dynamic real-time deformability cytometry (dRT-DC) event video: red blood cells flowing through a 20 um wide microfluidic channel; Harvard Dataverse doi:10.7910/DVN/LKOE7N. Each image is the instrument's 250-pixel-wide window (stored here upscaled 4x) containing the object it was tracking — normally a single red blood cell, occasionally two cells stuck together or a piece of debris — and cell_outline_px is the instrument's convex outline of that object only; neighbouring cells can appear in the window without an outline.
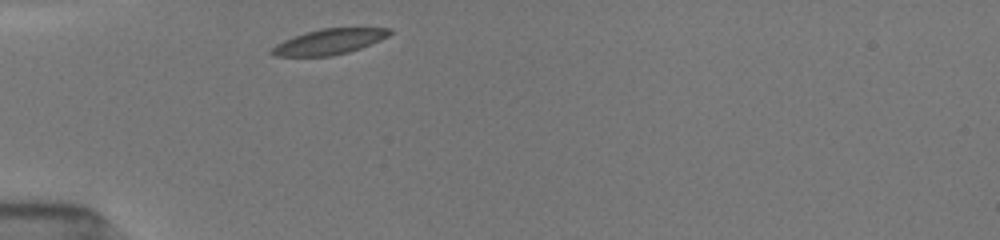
{"species": "common noctule bat (a hibernating species)", "species_latin": "Nyctalus noctula", "temperature_condition": "room temperature", "stored_images_in_passage": 5, "camera_frame_rate_fps": 3000, "um_per_image_px": 0.085, "animal": {"sex": "female", "body_mass_g": 19.5, "forearm_length_mm": 54.1}, "frame": {"image": 1, "passage_image": 1, "time_ms": 0.0, "image_size_px": [1000, 240], "cell_outline_px": [[392, 32], [388, 36], [380, 40], [360, 48], [348, 52], [332, 56], [272, 56], [268, 52], [276, 44], [284, 40], [320, 28], [392, 28]], "centroid_in_image_um": [27.97, 3.55], "position_along_channel_um": 57.0, "area_um2": 17.34}}
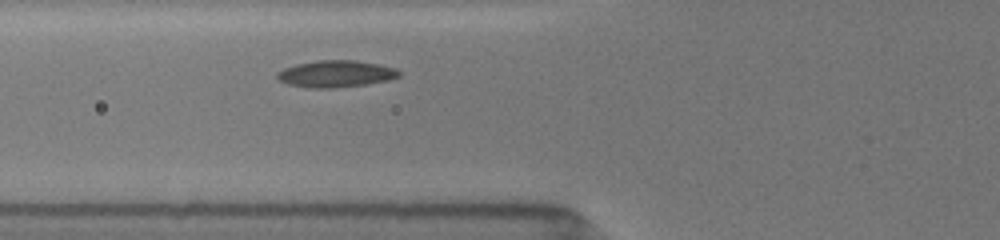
{"frame": {"image": 2, "passage_image": 5, "time_ms": 1.333, "image_size_px": [1000, 240], "cell_outline_px": [[400, 76], [388, 80], [364, 84], [336, 88], [308, 88], [288, 84], [280, 80], [276, 76], [276, 72], [284, 68], [296, 64], [316, 60], [356, 60], [396, 68], [400, 72]], "centroid_in_image_um": [28.52, 6.27], "position_along_channel_um": 97.3, "area_um2": 19.02}}